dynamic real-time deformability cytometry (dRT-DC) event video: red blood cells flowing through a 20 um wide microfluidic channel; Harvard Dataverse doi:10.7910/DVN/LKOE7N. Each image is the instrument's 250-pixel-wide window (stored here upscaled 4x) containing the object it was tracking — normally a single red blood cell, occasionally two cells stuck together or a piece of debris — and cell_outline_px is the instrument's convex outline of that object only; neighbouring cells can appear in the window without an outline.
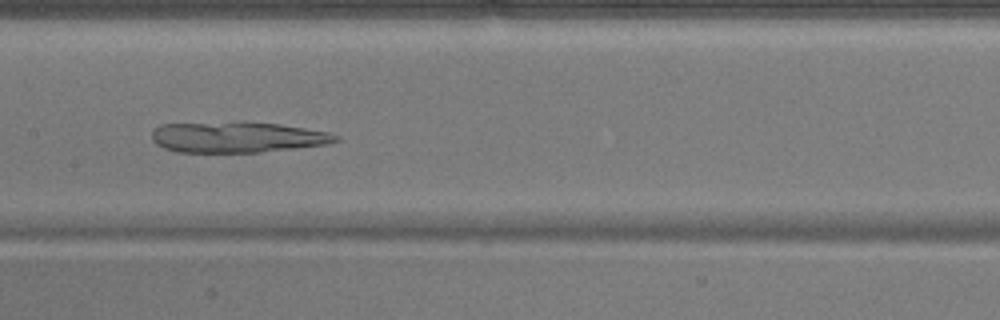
{"species": "common noctule bat (a hibernating species)", "species_latin": "Nyctalus noctula", "temperature_condition": "warm", "stored_images_in_passage": 51, "camera_frame_rate_fps": 3000, "um_per_image_px": 0.085, "animal": {"sex": "male", "body_mass_g": 17.9}, "frame": {"image": 1, "passage_image": 25, "time_ms": 8.0, "image_size_px": [1000, 320], "cell_outline_px": [[340, 140], [328, 144], [260, 152], [176, 152], [164, 148], [156, 144], [152, 140], [152, 132], [160, 124], [240, 120], [280, 124], [328, 132], [340, 136]], "centroid_in_image_um": [20.14, 11.63], "position_along_channel_um": 187.3, "area_um2": 33.64}}